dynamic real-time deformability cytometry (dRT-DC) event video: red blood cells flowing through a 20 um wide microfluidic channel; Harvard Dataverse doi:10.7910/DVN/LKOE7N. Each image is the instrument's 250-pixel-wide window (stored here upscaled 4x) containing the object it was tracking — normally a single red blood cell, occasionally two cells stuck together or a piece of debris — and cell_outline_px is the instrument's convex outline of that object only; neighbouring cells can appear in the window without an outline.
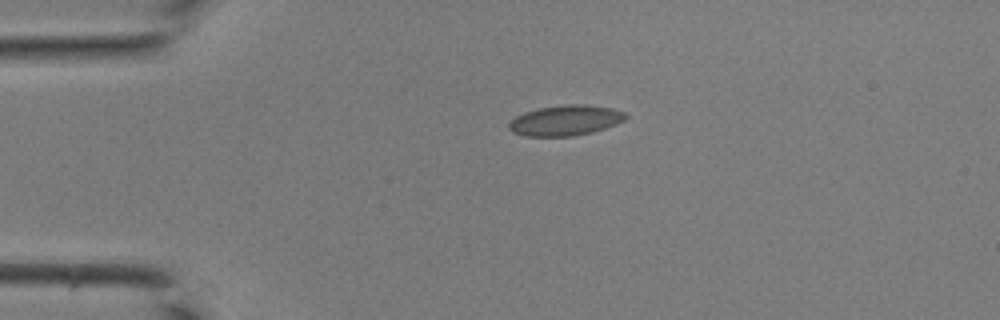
{"species": "common noctule bat (a hibernating species)", "species_latin": "Nyctalus noctula", "temperature_condition": "room temperature", "stored_images_in_passage": 34, "camera_frame_rate_fps": 3000, "um_per_image_px": 0.085, "animal": {"sex": "male", "body_mass_g": 19.0, "forearm_length_mm": 50.8}, "frame": {"image": 1, "passage_image": 1, "time_ms": 0.0, "image_size_px": [1000, 320], "cell_outline_px": [[628, 116], [624, 120], [616, 124], [592, 132], [572, 136], [524, 136], [512, 132], [508, 128], [508, 124], [516, 116], [524, 112], [540, 108], [568, 104], [584, 104], [612, 108], [624, 112]], "centroid_in_image_um": [48.05, 10.23], "position_along_channel_um": 36.9, "area_um2": 20.58}}
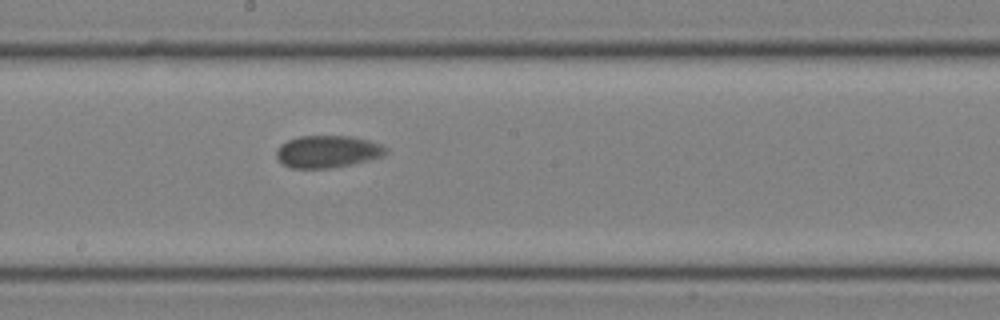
{"frame": {"image": 2, "passage_image": 15, "time_ms": 4.667, "image_size_px": [1000, 320], "cell_outline_px": [[388, 152], [384, 156], [352, 164], [332, 168], [292, 168], [284, 164], [276, 156], [276, 152], [280, 144], [288, 140], [300, 136], [352, 136], [368, 140], [380, 144], [388, 148]], "centroid_in_image_um": [27.87, 12.88], "position_along_channel_um": 220.3, "area_um2": 20.58}}
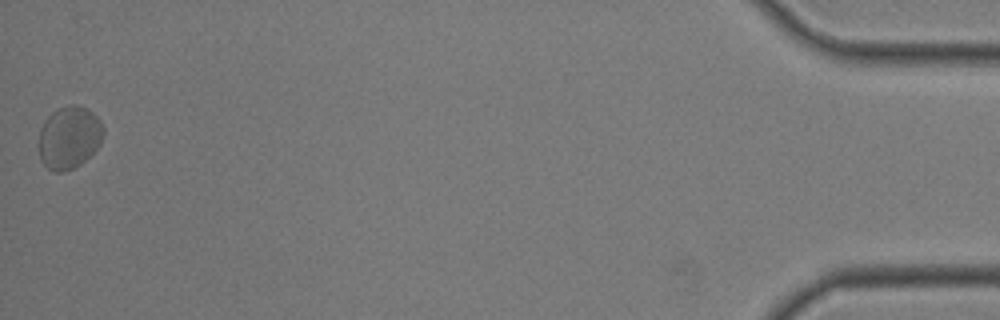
{"frame": {"image": 3, "passage_image": 34, "time_ms": 11.0, "image_size_px": [1000, 320], "cell_outline_px": [[104, 132], [100, 144], [80, 164], [64, 172], [52, 172], [40, 160], [40, 128], [44, 120], [56, 108], [72, 104], [76, 104], [88, 108], [100, 120], [104, 128]], "centroid_in_image_um": [5.88, 11.66], "position_along_channel_um": 429.3, "area_um2": 23.58}}